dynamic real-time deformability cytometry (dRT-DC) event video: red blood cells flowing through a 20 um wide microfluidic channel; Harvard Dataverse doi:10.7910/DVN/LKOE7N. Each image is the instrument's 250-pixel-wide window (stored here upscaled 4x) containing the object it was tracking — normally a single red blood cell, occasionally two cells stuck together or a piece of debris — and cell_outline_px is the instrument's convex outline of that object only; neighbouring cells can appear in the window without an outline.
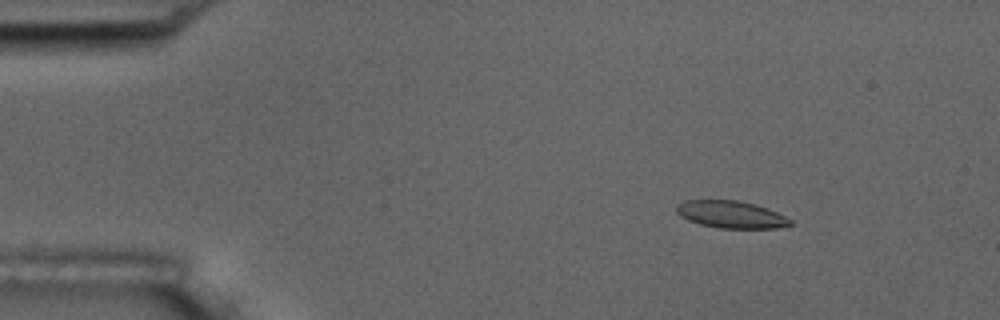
{"species": "common noctule bat (a hibernating species)", "species_latin": "Nyctalus noctula", "temperature_condition": "room temperature", "stored_images_in_passage": 5, "camera_frame_rate_fps": 3000, "um_per_image_px": 0.085, "animal": {"sex": "male", "body_mass_g": 17.5, "forearm_length_mm": 52.3}, "frame": {"image": 1, "passage_image": 2, "time_ms": 1.0, "image_size_px": [1000, 320], "cell_outline_px": [[792, 224], [776, 228], [720, 228], [700, 224], [688, 220], [680, 216], [676, 212], [676, 204], [684, 200], [736, 200], [756, 204], [768, 208], [792, 220]], "centroid_in_image_um": [62.11, 18.22], "position_along_channel_um": 22.9, "area_um2": 18.09}}